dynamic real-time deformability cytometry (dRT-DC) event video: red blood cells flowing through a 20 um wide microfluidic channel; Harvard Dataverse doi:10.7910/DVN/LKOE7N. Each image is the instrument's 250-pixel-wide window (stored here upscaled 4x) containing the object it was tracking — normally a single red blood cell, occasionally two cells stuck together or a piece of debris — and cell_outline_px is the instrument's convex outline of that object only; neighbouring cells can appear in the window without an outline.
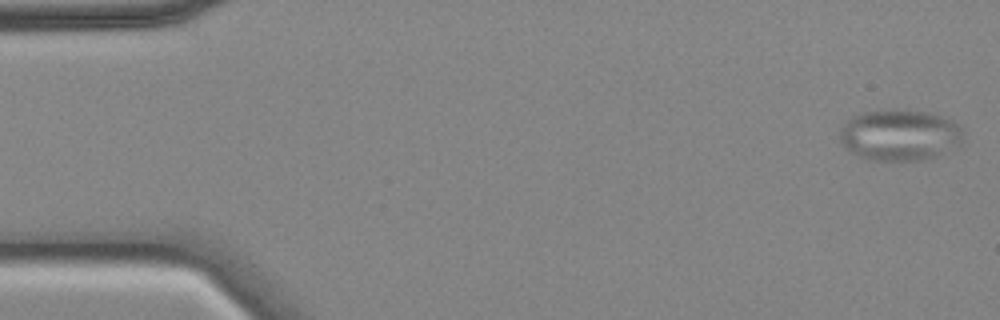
{"species": "common noctule bat (a hibernating species)", "species_latin": "Nyctalus noctula", "temperature_condition": "cold", "stored_images_in_passage": 31, "camera_frame_rate_fps": 3000, "um_per_image_px": 0.085, "animal": {"sex": "female", "body_mass_g": 18.4}, "frame": {"image": 1, "passage_image": 1, "time_ms": 0.0, "image_size_px": [1000, 320], "cell_outline_px": [[964, 140], [960, 144], [936, 156], [924, 160], [864, 160], [848, 152], [844, 148], [840, 140], [840, 128], [852, 116], [864, 112], [924, 112], [940, 116], [952, 120], [960, 124], [964, 132]], "centroid_in_image_um": [76.47, 11.53], "position_along_channel_um": 8.5, "area_um2": 36.53}}
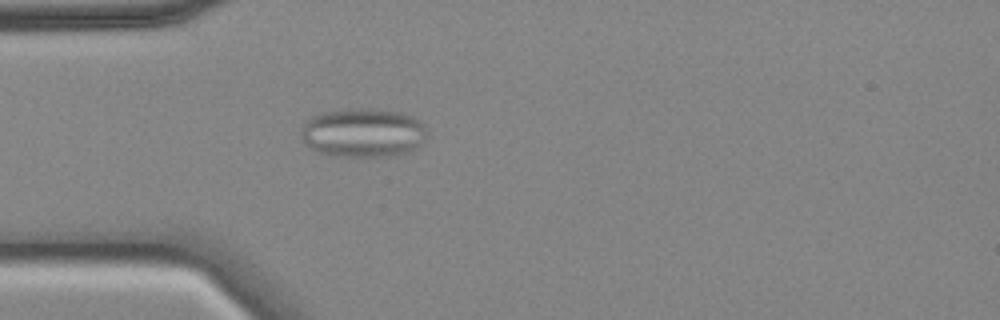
{"frame": {"image": 2, "passage_image": 15, "time_ms": 4.667, "image_size_px": [1000, 320], "cell_outline_px": [[428, 136], [412, 152], [396, 156], [336, 156], [320, 152], [304, 144], [300, 136], [300, 128], [312, 116], [324, 112], [352, 108], [368, 108], [404, 112], [420, 120], [424, 124]], "centroid_in_image_um": [30.9, 11.28], "position_along_channel_um": 54.1, "area_um2": 36.53}}
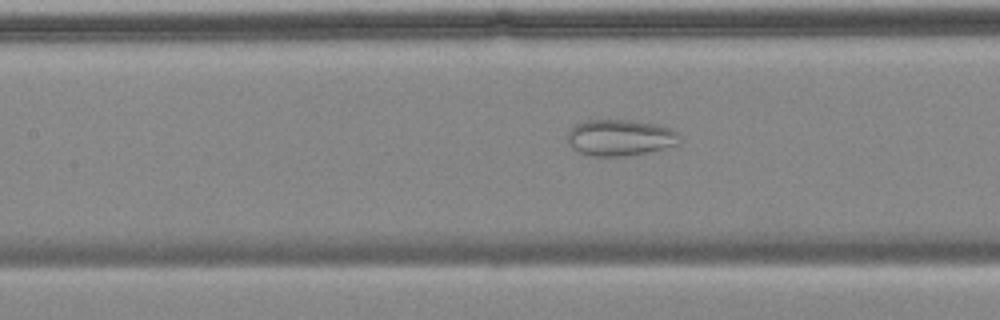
{"frame": {"image": 3, "passage_image": 24, "time_ms": 7.667, "image_size_px": [1000, 320], "cell_outline_px": [[680, 144], [648, 152], [624, 156], [592, 156], [580, 152], [572, 148], [568, 144], [568, 132], [576, 124], [584, 120], [632, 120], [656, 124], [672, 128], [680, 136]], "centroid_in_image_um": [52.72, 11.69], "position_along_channel_um": 154.7, "area_um2": 23.81}}